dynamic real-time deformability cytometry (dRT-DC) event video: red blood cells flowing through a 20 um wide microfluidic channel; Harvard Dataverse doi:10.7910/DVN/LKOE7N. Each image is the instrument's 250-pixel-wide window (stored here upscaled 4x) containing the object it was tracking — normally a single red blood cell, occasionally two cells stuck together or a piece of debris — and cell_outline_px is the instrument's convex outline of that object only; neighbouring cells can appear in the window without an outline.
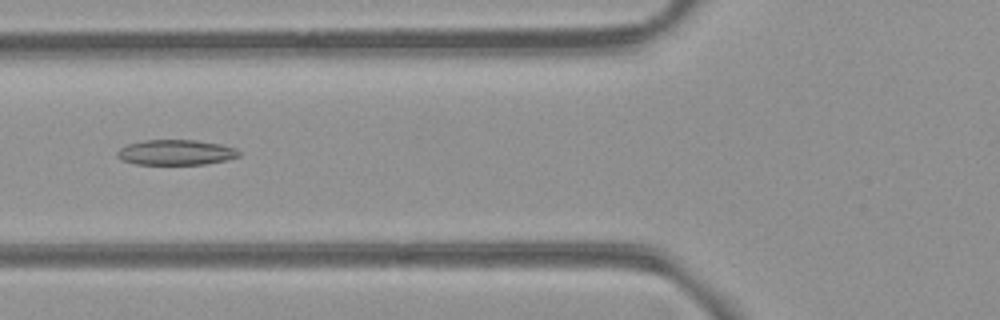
{"species": "common noctule bat (a hibernating species)", "species_latin": "Nyctalus noctula", "temperature_condition": "room temperature", "stored_images_in_passage": 41, "camera_frame_rate_fps": 3000, "um_per_image_px": 0.085, "animal": {"sex": "female", "body_mass_g": 21.9}, "frame": {"image": 1, "passage_image": 9, "time_ms": 2.667, "image_size_px": [1000, 320], "cell_outline_px": [[240, 156], [224, 160], [204, 164], [136, 164], [120, 160], [116, 156], [116, 152], [120, 148], [128, 144], [144, 140], [196, 140], [220, 144], [236, 148], [240, 152]], "centroid_in_image_um": [14.92, 12.95], "position_along_channel_um": 110.9, "area_um2": 17.92}}
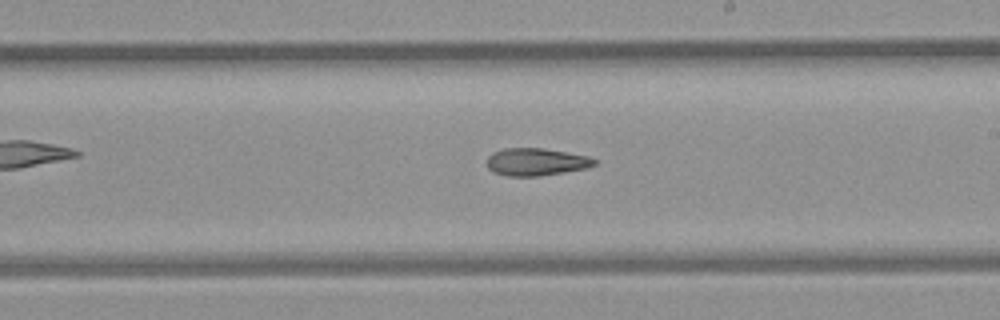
{"frame": {"image": 2, "passage_image": 19, "time_ms": 6.0, "image_size_px": [1000, 320], "cell_outline_px": [[596, 164], [588, 168], [540, 176], [508, 176], [492, 172], [488, 168], [488, 156], [492, 152], [504, 148], [544, 148], [588, 156], [596, 160]], "centroid_in_image_um": [45.56, 13.76], "position_along_channel_um": 243.4, "area_um2": 17.28}}
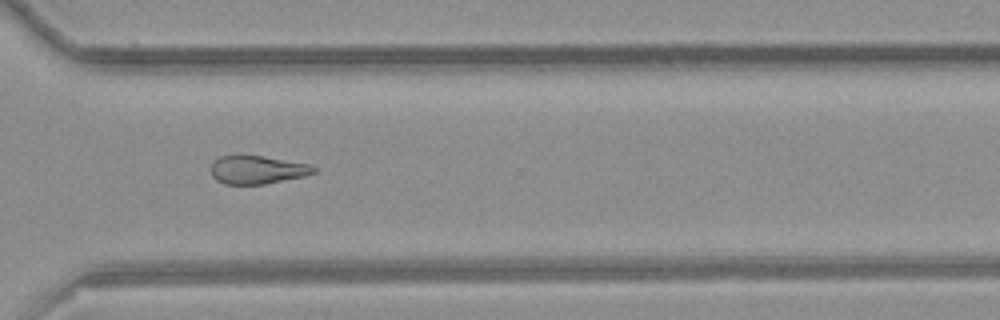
{"frame": {"image": 3, "passage_image": 27, "time_ms": 8.667, "image_size_px": [1000, 320], "cell_outline_px": [[316, 172], [304, 176], [264, 184], [224, 184], [216, 180], [212, 176], [208, 168], [212, 160], [220, 156], [264, 156], [308, 164], [316, 168]], "centroid_in_image_um": [21.8, 14.43], "position_along_channel_um": 348.8, "area_um2": 16.99}}